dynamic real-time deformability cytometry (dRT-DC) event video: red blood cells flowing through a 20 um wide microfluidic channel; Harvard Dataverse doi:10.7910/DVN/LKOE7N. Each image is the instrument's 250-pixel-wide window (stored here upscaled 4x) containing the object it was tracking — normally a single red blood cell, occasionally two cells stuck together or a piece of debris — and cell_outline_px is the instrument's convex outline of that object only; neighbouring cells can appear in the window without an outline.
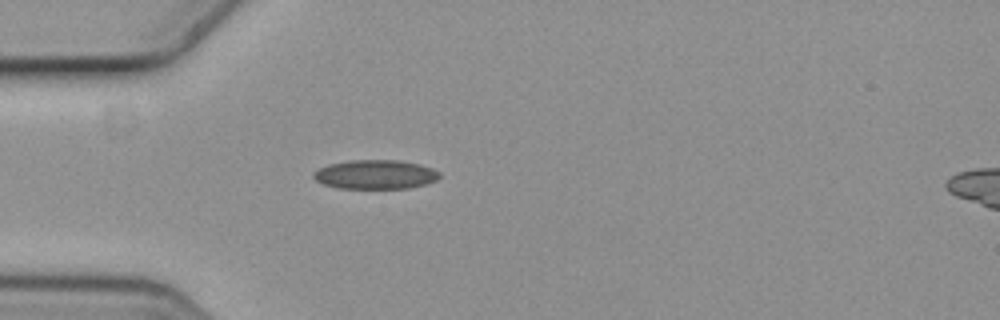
{"species": "common noctule bat (a hibernating species)", "species_latin": "Nyctalus noctula", "temperature_condition": "cold", "stored_images_in_passage": 2, "camera_frame_rate_fps": 3000, "um_per_image_px": 0.085, "animal": {"sex": "female", "body_mass_g": 19.3, "forearm_length_mm": 54.1}, "frame": {"image": 1, "passage_image": 2, "time_ms": 0.333, "image_size_px": [1000, 320], "cell_outline_px": [[440, 176], [436, 180], [424, 184], [408, 188], [340, 188], [324, 184], [316, 180], [312, 176], [312, 172], [328, 164], [352, 160], [400, 160], [420, 164], [432, 168], [440, 172]], "centroid_in_image_um": [31.91, 14.82], "position_along_channel_um": 53.1, "area_um2": 21.33}}